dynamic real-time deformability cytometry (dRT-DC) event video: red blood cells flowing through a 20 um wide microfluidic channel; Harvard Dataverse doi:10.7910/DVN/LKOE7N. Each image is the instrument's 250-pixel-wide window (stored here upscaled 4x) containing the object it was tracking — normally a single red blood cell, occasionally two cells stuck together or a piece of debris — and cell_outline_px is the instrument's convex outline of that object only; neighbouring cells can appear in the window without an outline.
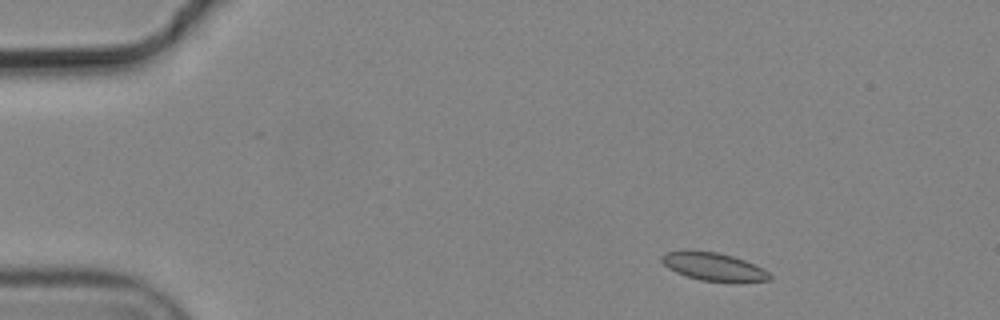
{"species": "common noctule bat (a hibernating species)", "species_latin": "Nyctalus noctula", "temperature_condition": "cold", "stored_images_in_passage": 4, "camera_frame_rate_fps": 3000, "um_per_image_px": 0.085, "animal": {"sex": "male", "body_mass_g": 19.2, "forearm_length_mm": 51.8}, "frame": {"image": 1, "passage_image": 2, "time_ms": 0.333, "image_size_px": [1000, 320], "cell_outline_px": [[772, 276], [768, 280], [700, 280], [676, 272], [668, 268], [660, 260], [660, 256], [668, 252], [716, 252], [732, 256], [744, 260], [764, 268]], "centroid_in_image_um": [60.64, 22.66], "position_along_channel_um": 24.4, "area_um2": 16.65}}